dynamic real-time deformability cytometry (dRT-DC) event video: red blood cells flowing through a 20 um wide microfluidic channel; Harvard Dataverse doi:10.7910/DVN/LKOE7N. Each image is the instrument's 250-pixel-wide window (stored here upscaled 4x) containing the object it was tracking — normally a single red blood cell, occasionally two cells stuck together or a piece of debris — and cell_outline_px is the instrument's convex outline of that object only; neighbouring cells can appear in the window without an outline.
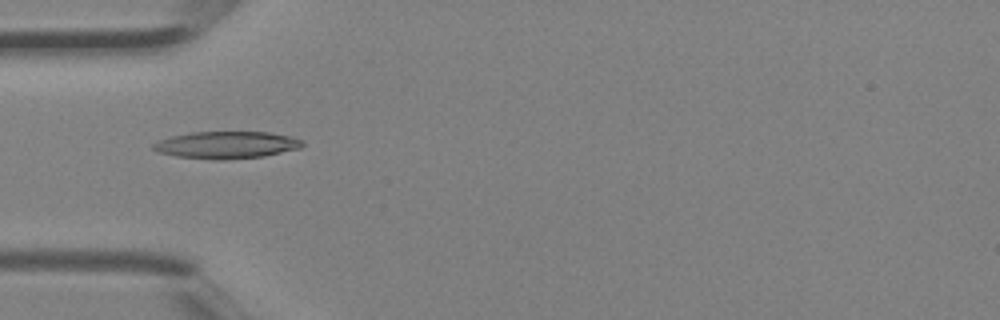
{"species": "Egyptian fruit bat (a non-hibernating species)", "species_latin": "Rousettus aegyptiacus", "temperature_condition": "room temperature", "stored_images_in_passage": 2, "camera_frame_rate_fps": 3000, "um_per_image_px": 0.085, "animal": {"sex": "female"}, "frame": {"image": 1, "passage_image": 2, "time_ms": 0.333, "image_size_px": [1000, 320], "cell_outline_px": [[304, 144], [300, 148], [264, 156], [220, 160], [212, 160], [176, 156], [156, 152], [152, 148], [152, 144], [160, 140], [172, 136], [192, 132], [268, 132], [292, 136], [304, 140]], "centroid_in_image_um": [19.26, 12.32], "position_along_channel_um": 65.7, "area_um2": 23.7}}